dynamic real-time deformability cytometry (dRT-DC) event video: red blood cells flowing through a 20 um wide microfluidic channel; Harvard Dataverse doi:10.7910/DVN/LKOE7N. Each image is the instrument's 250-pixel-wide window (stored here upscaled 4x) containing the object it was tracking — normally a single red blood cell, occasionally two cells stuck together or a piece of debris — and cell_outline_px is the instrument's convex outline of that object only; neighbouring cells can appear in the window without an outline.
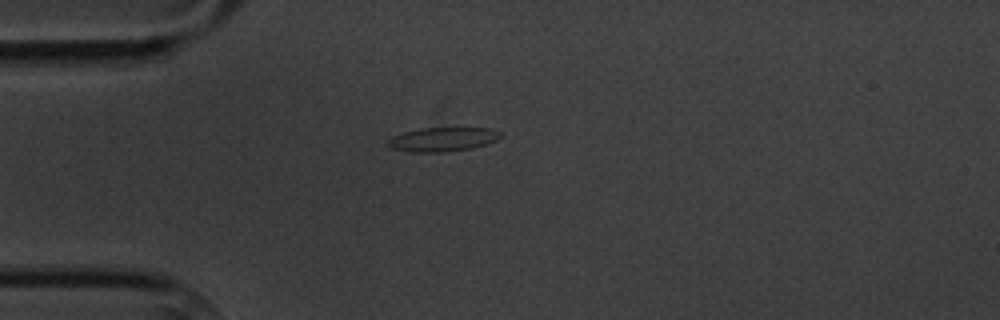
{"species": "common noctule bat (a hibernating species)", "species_latin": "Nyctalus noctula", "temperature_condition": "cold", "stored_images_in_passage": 2, "camera_frame_rate_fps": 3000, "um_per_image_px": 0.085, "animal": {"sex": "male", "body_mass_g": 20.1, "forearm_length_mm": 53.5}, "frame": {"image": 1, "passage_image": 2, "time_ms": 1.333, "image_size_px": [1000, 320], "cell_outline_px": [[500, 136], [496, 140], [488, 144], [472, 148], [444, 152], [412, 152], [392, 148], [388, 144], [388, 140], [392, 136], [404, 132], [420, 128], [488, 128], [500, 132]], "centroid_in_image_um": [37.62, 11.84], "position_along_channel_um": 47.4, "area_um2": 15.66}}